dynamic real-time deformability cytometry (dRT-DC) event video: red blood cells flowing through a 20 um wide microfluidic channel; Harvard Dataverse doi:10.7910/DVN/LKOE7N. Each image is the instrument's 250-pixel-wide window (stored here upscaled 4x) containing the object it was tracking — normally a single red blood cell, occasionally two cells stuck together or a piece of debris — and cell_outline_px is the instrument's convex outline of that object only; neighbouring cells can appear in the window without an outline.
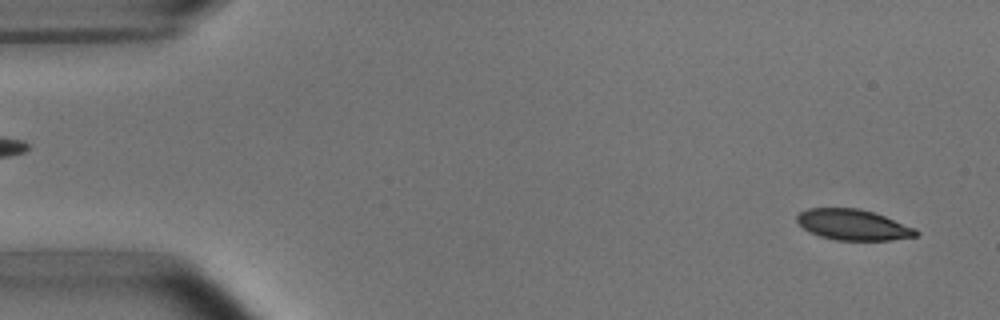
{"species": "common noctule bat (a hibernating species)", "species_latin": "Nyctalus noctula", "temperature_condition": "room temperature", "stored_images_in_passage": 5, "segment_of_instrument_passage": [2, 2], "camera_frame_rate_fps": 3000, "um_per_image_px": 0.085, "animal": {"sex": "male", "body_mass_g": 15.6}, "frame": {"image": 1, "passage_image": 5, "time_ms": 4.667, "image_size_px": [1000, 320], "cell_outline_px": [[920, 232], [916, 236], [892, 240], [836, 240], [820, 236], [804, 228], [796, 220], [796, 216], [800, 212], [808, 208], [860, 208], [884, 216], [916, 228]], "centroid_in_image_um": [72.53, 19.1], "position_along_channel_um": 12.5, "area_um2": 21.21}}